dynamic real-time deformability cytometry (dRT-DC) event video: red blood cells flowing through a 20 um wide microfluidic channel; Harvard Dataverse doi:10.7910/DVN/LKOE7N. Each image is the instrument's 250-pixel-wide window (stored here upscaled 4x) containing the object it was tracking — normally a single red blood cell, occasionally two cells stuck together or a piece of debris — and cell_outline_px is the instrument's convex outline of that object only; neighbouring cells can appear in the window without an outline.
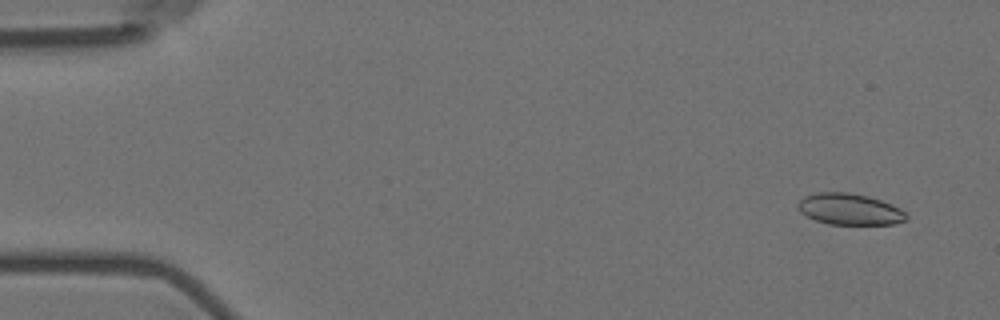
{"species": "Egyptian fruit bat (a non-hibernating species)", "species_latin": "Rousettus aegyptiacus", "temperature_condition": "room temperature", "stored_images_in_passage": 6, "camera_frame_rate_fps": 3000, "um_per_image_px": 0.085, "animal": {"sex": "female"}, "frame": {"image": 1, "passage_image": 1, "time_ms": 0.0, "image_size_px": [1000, 320], "cell_outline_px": [[908, 220], [892, 224], [828, 224], [816, 220], [800, 212], [796, 204], [804, 196], [812, 192], [848, 192], [868, 196], [892, 204], [900, 208], [908, 216]], "centroid_in_image_um": [72.21, 17.77], "position_along_channel_um": 12.8, "area_um2": 19.88}}
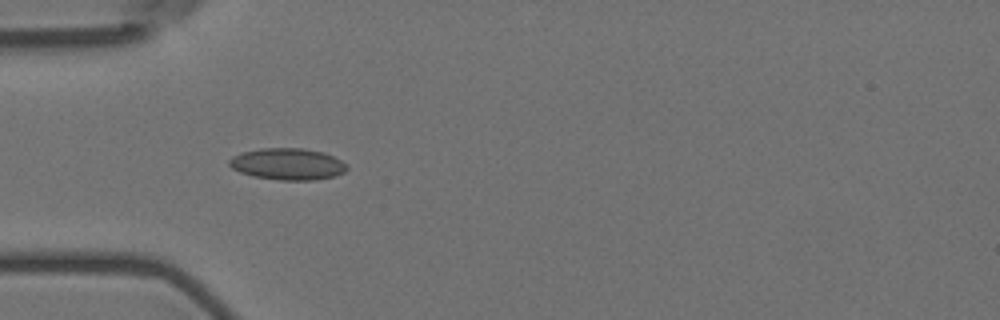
{"frame": {"image": 2, "passage_image": 5, "time_ms": 4.667, "image_size_px": [1000, 320], "cell_outline_px": [[348, 168], [344, 172], [336, 176], [316, 180], [280, 180], [252, 176], [240, 172], [232, 168], [228, 164], [228, 160], [232, 156], [240, 152], [260, 148], [304, 148], [324, 152], [348, 164]], "centroid_in_image_um": [24.44, 13.94], "position_along_channel_um": 60.6, "area_um2": 21.96}}
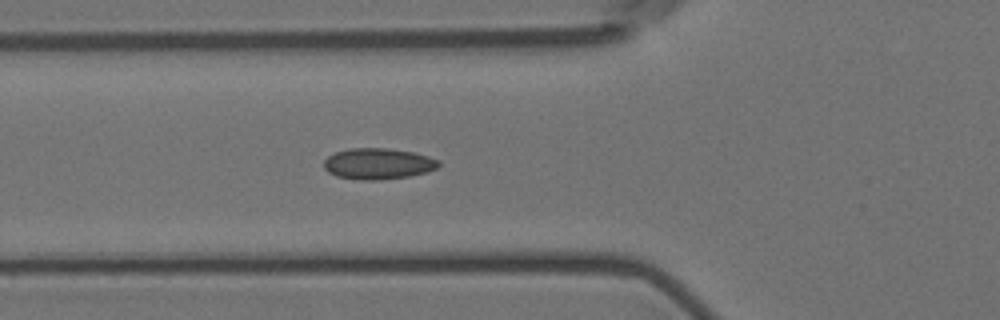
{"frame": {"image": 3, "passage_image": 6, "time_ms": 5.667, "image_size_px": [1000, 320], "cell_outline_px": [[440, 164], [436, 168], [424, 172], [408, 176], [380, 180], [360, 180], [336, 176], [328, 172], [324, 168], [324, 160], [328, 156], [336, 152], [348, 148], [388, 148], [412, 152], [428, 156], [440, 160]], "centroid_in_image_um": [32.11, 13.91], "position_along_channel_um": 93.7, "area_um2": 20.75}}